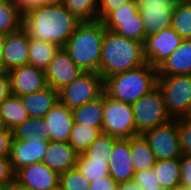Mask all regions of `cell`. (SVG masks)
<instances>
[{
  "mask_svg": "<svg viewBox=\"0 0 191 190\" xmlns=\"http://www.w3.org/2000/svg\"><path fill=\"white\" fill-rule=\"evenodd\" d=\"M80 22L63 4L41 5L23 16L22 27L29 38L63 47Z\"/></svg>",
  "mask_w": 191,
  "mask_h": 190,
  "instance_id": "obj_1",
  "label": "cell"
},
{
  "mask_svg": "<svg viewBox=\"0 0 191 190\" xmlns=\"http://www.w3.org/2000/svg\"><path fill=\"white\" fill-rule=\"evenodd\" d=\"M143 43L105 30L99 74L103 81L115 74L144 65Z\"/></svg>",
  "mask_w": 191,
  "mask_h": 190,
  "instance_id": "obj_2",
  "label": "cell"
},
{
  "mask_svg": "<svg viewBox=\"0 0 191 190\" xmlns=\"http://www.w3.org/2000/svg\"><path fill=\"white\" fill-rule=\"evenodd\" d=\"M105 30L102 21L80 22L63 46L70 59L84 72H99Z\"/></svg>",
  "mask_w": 191,
  "mask_h": 190,
  "instance_id": "obj_3",
  "label": "cell"
},
{
  "mask_svg": "<svg viewBox=\"0 0 191 190\" xmlns=\"http://www.w3.org/2000/svg\"><path fill=\"white\" fill-rule=\"evenodd\" d=\"M157 77V68L145 63L106 78L103 91L112 99L133 104L157 86Z\"/></svg>",
  "mask_w": 191,
  "mask_h": 190,
  "instance_id": "obj_4",
  "label": "cell"
},
{
  "mask_svg": "<svg viewBox=\"0 0 191 190\" xmlns=\"http://www.w3.org/2000/svg\"><path fill=\"white\" fill-rule=\"evenodd\" d=\"M136 135L163 125L172 120L166 110L162 93L158 86L131 104Z\"/></svg>",
  "mask_w": 191,
  "mask_h": 190,
  "instance_id": "obj_5",
  "label": "cell"
},
{
  "mask_svg": "<svg viewBox=\"0 0 191 190\" xmlns=\"http://www.w3.org/2000/svg\"><path fill=\"white\" fill-rule=\"evenodd\" d=\"M103 123L101 131L118 139L136 136L131 104L110 98L103 92Z\"/></svg>",
  "mask_w": 191,
  "mask_h": 190,
  "instance_id": "obj_6",
  "label": "cell"
},
{
  "mask_svg": "<svg viewBox=\"0 0 191 190\" xmlns=\"http://www.w3.org/2000/svg\"><path fill=\"white\" fill-rule=\"evenodd\" d=\"M157 86L170 117L181 118L191 103V75L158 76Z\"/></svg>",
  "mask_w": 191,
  "mask_h": 190,
  "instance_id": "obj_7",
  "label": "cell"
},
{
  "mask_svg": "<svg viewBox=\"0 0 191 190\" xmlns=\"http://www.w3.org/2000/svg\"><path fill=\"white\" fill-rule=\"evenodd\" d=\"M103 92V79L99 73L82 72L58 91V99L69 109H74L96 99Z\"/></svg>",
  "mask_w": 191,
  "mask_h": 190,
  "instance_id": "obj_8",
  "label": "cell"
},
{
  "mask_svg": "<svg viewBox=\"0 0 191 190\" xmlns=\"http://www.w3.org/2000/svg\"><path fill=\"white\" fill-rule=\"evenodd\" d=\"M142 135L148 141L156 160L180 159L183 155L177 119L149 129Z\"/></svg>",
  "mask_w": 191,
  "mask_h": 190,
  "instance_id": "obj_9",
  "label": "cell"
},
{
  "mask_svg": "<svg viewBox=\"0 0 191 190\" xmlns=\"http://www.w3.org/2000/svg\"><path fill=\"white\" fill-rule=\"evenodd\" d=\"M139 8L145 37L171 27L174 0H135Z\"/></svg>",
  "mask_w": 191,
  "mask_h": 190,
  "instance_id": "obj_10",
  "label": "cell"
},
{
  "mask_svg": "<svg viewBox=\"0 0 191 190\" xmlns=\"http://www.w3.org/2000/svg\"><path fill=\"white\" fill-rule=\"evenodd\" d=\"M182 41L183 38L172 27L162 29L156 34L145 37L143 54L146 62L157 68Z\"/></svg>",
  "mask_w": 191,
  "mask_h": 190,
  "instance_id": "obj_11",
  "label": "cell"
},
{
  "mask_svg": "<svg viewBox=\"0 0 191 190\" xmlns=\"http://www.w3.org/2000/svg\"><path fill=\"white\" fill-rule=\"evenodd\" d=\"M59 182L60 175L43 162L24 166L15 172V184L26 190H51Z\"/></svg>",
  "mask_w": 191,
  "mask_h": 190,
  "instance_id": "obj_12",
  "label": "cell"
},
{
  "mask_svg": "<svg viewBox=\"0 0 191 190\" xmlns=\"http://www.w3.org/2000/svg\"><path fill=\"white\" fill-rule=\"evenodd\" d=\"M48 144L49 138H41L39 135L30 137L29 141L12 138L9 159L14 172L24 166L41 162Z\"/></svg>",
  "mask_w": 191,
  "mask_h": 190,
  "instance_id": "obj_13",
  "label": "cell"
},
{
  "mask_svg": "<svg viewBox=\"0 0 191 190\" xmlns=\"http://www.w3.org/2000/svg\"><path fill=\"white\" fill-rule=\"evenodd\" d=\"M44 71L48 85L57 91L84 72L70 59L63 47L59 48Z\"/></svg>",
  "mask_w": 191,
  "mask_h": 190,
  "instance_id": "obj_14",
  "label": "cell"
},
{
  "mask_svg": "<svg viewBox=\"0 0 191 190\" xmlns=\"http://www.w3.org/2000/svg\"><path fill=\"white\" fill-rule=\"evenodd\" d=\"M8 74L11 92L17 96L34 93L48 86L45 71L29 64L14 68Z\"/></svg>",
  "mask_w": 191,
  "mask_h": 190,
  "instance_id": "obj_15",
  "label": "cell"
},
{
  "mask_svg": "<svg viewBox=\"0 0 191 190\" xmlns=\"http://www.w3.org/2000/svg\"><path fill=\"white\" fill-rule=\"evenodd\" d=\"M29 35L21 27L19 30L8 33L3 47V71L28 64Z\"/></svg>",
  "mask_w": 191,
  "mask_h": 190,
  "instance_id": "obj_16",
  "label": "cell"
},
{
  "mask_svg": "<svg viewBox=\"0 0 191 190\" xmlns=\"http://www.w3.org/2000/svg\"><path fill=\"white\" fill-rule=\"evenodd\" d=\"M49 141L68 142L74 123L72 109L59 101L44 116Z\"/></svg>",
  "mask_w": 191,
  "mask_h": 190,
  "instance_id": "obj_17",
  "label": "cell"
},
{
  "mask_svg": "<svg viewBox=\"0 0 191 190\" xmlns=\"http://www.w3.org/2000/svg\"><path fill=\"white\" fill-rule=\"evenodd\" d=\"M109 175L117 182L133 180L135 174L130 152V138L117 139L108 165Z\"/></svg>",
  "mask_w": 191,
  "mask_h": 190,
  "instance_id": "obj_18",
  "label": "cell"
},
{
  "mask_svg": "<svg viewBox=\"0 0 191 190\" xmlns=\"http://www.w3.org/2000/svg\"><path fill=\"white\" fill-rule=\"evenodd\" d=\"M77 156L68 142L49 141L41 162L60 175L76 167Z\"/></svg>",
  "mask_w": 191,
  "mask_h": 190,
  "instance_id": "obj_19",
  "label": "cell"
},
{
  "mask_svg": "<svg viewBox=\"0 0 191 190\" xmlns=\"http://www.w3.org/2000/svg\"><path fill=\"white\" fill-rule=\"evenodd\" d=\"M158 76L191 75V39L181 44L158 67Z\"/></svg>",
  "mask_w": 191,
  "mask_h": 190,
  "instance_id": "obj_20",
  "label": "cell"
},
{
  "mask_svg": "<svg viewBox=\"0 0 191 190\" xmlns=\"http://www.w3.org/2000/svg\"><path fill=\"white\" fill-rule=\"evenodd\" d=\"M29 117L44 118L46 113L59 101L58 91L49 85L34 93L19 96Z\"/></svg>",
  "mask_w": 191,
  "mask_h": 190,
  "instance_id": "obj_21",
  "label": "cell"
},
{
  "mask_svg": "<svg viewBox=\"0 0 191 190\" xmlns=\"http://www.w3.org/2000/svg\"><path fill=\"white\" fill-rule=\"evenodd\" d=\"M103 93L96 99L72 109L74 123L84 126L102 127Z\"/></svg>",
  "mask_w": 191,
  "mask_h": 190,
  "instance_id": "obj_22",
  "label": "cell"
},
{
  "mask_svg": "<svg viewBox=\"0 0 191 190\" xmlns=\"http://www.w3.org/2000/svg\"><path fill=\"white\" fill-rule=\"evenodd\" d=\"M0 118L3 126L12 130L28 119L29 115L22 105L20 97L11 94L0 105Z\"/></svg>",
  "mask_w": 191,
  "mask_h": 190,
  "instance_id": "obj_23",
  "label": "cell"
},
{
  "mask_svg": "<svg viewBox=\"0 0 191 190\" xmlns=\"http://www.w3.org/2000/svg\"><path fill=\"white\" fill-rule=\"evenodd\" d=\"M59 48L57 44L29 38L28 64L45 70Z\"/></svg>",
  "mask_w": 191,
  "mask_h": 190,
  "instance_id": "obj_24",
  "label": "cell"
},
{
  "mask_svg": "<svg viewBox=\"0 0 191 190\" xmlns=\"http://www.w3.org/2000/svg\"><path fill=\"white\" fill-rule=\"evenodd\" d=\"M130 152L135 172L153 168L155 165L154 153L142 134L130 137Z\"/></svg>",
  "mask_w": 191,
  "mask_h": 190,
  "instance_id": "obj_25",
  "label": "cell"
},
{
  "mask_svg": "<svg viewBox=\"0 0 191 190\" xmlns=\"http://www.w3.org/2000/svg\"><path fill=\"white\" fill-rule=\"evenodd\" d=\"M102 22L106 30L113 31L117 35L124 36L125 38L144 42L145 30L139 11L137 12V19L103 20Z\"/></svg>",
  "mask_w": 191,
  "mask_h": 190,
  "instance_id": "obj_26",
  "label": "cell"
},
{
  "mask_svg": "<svg viewBox=\"0 0 191 190\" xmlns=\"http://www.w3.org/2000/svg\"><path fill=\"white\" fill-rule=\"evenodd\" d=\"M153 169L160 187L167 190L180 187V159L156 160Z\"/></svg>",
  "mask_w": 191,
  "mask_h": 190,
  "instance_id": "obj_27",
  "label": "cell"
},
{
  "mask_svg": "<svg viewBox=\"0 0 191 190\" xmlns=\"http://www.w3.org/2000/svg\"><path fill=\"white\" fill-rule=\"evenodd\" d=\"M101 128L73 123L68 143L77 154L84 153L102 134Z\"/></svg>",
  "mask_w": 191,
  "mask_h": 190,
  "instance_id": "obj_28",
  "label": "cell"
},
{
  "mask_svg": "<svg viewBox=\"0 0 191 190\" xmlns=\"http://www.w3.org/2000/svg\"><path fill=\"white\" fill-rule=\"evenodd\" d=\"M171 27L183 39H191V3L175 1Z\"/></svg>",
  "mask_w": 191,
  "mask_h": 190,
  "instance_id": "obj_29",
  "label": "cell"
},
{
  "mask_svg": "<svg viewBox=\"0 0 191 190\" xmlns=\"http://www.w3.org/2000/svg\"><path fill=\"white\" fill-rule=\"evenodd\" d=\"M108 165L109 160H90L83 153L77 156L76 168L89 182L109 176Z\"/></svg>",
  "mask_w": 191,
  "mask_h": 190,
  "instance_id": "obj_30",
  "label": "cell"
},
{
  "mask_svg": "<svg viewBox=\"0 0 191 190\" xmlns=\"http://www.w3.org/2000/svg\"><path fill=\"white\" fill-rule=\"evenodd\" d=\"M63 5L81 22L97 21L99 0H64Z\"/></svg>",
  "mask_w": 191,
  "mask_h": 190,
  "instance_id": "obj_31",
  "label": "cell"
},
{
  "mask_svg": "<svg viewBox=\"0 0 191 190\" xmlns=\"http://www.w3.org/2000/svg\"><path fill=\"white\" fill-rule=\"evenodd\" d=\"M44 126V118L29 117L12 129V138L20 141H29L30 137H36V135L41 138H48Z\"/></svg>",
  "mask_w": 191,
  "mask_h": 190,
  "instance_id": "obj_32",
  "label": "cell"
},
{
  "mask_svg": "<svg viewBox=\"0 0 191 190\" xmlns=\"http://www.w3.org/2000/svg\"><path fill=\"white\" fill-rule=\"evenodd\" d=\"M23 16L11 2L0 3V33L8 34L22 27Z\"/></svg>",
  "mask_w": 191,
  "mask_h": 190,
  "instance_id": "obj_33",
  "label": "cell"
},
{
  "mask_svg": "<svg viewBox=\"0 0 191 190\" xmlns=\"http://www.w3.org/2000/svg\"><path fill=\"white\" fill-rule=\"evenodd\" d=\"M118 138L102 133L83 153L88 159L109 160L112 148Z\"/></svg>",
  "mask_w": 191,
  "mask_h": 190,
  "instance_id": "obj_34",
  "label": "cell"
},
{
  "mask_svg": "<svg viewBox=\"0 0 191 190\" xmlns=\"http://www.w3.org/2000/svg\"><path fill=\"white\" fill-rule=\"evenodd\" d=\"M59 185L64 190H88L90 182L75 167L60 174Z\"/></svg>",
  "mask_w": 191,
  "mask_h": 190,
  "instance_id": "obj_35",
  "label": "cell"
},
{
  "mask_svg": "<svg viewBox=\"0 0 191 190\" xmlns=\"http://www.w3.org/2000/svg\"><path fill=\"white\" fill-rule=\"evenodd\" d=\"M139 8L136 1L128 2L115 11H112L104 20H127L137 19Z\"/></svg>",
  "mask_w": 191,
  "mask_h": 190,
  "instance_id": "obj_36",
  "label": "cell"
},
{
  "mask_svg": "<svg viewBox=\"0 0 191 190\" xmlns=\"http://www.w3.org/2000/svg\"><path fill=\"white\" fill-rule=\"evenodd\" d=\"M133 181L143 190L160 186L157 175L153 168L135 172L133 176Z\"/></svg>",
  "mask_w": 191,
  "mask_h": 190,
  "instance_id": "obj_37",
  "label": "cell"
},
{
  "mask_svg": "<svg viewBox=\"0 0 191 190\" xmlns=\"http://www.w3.org/2000/svg\"><path fill=\"white\" fill-rule=\"evenodd\" d=\"M180 148L182 154L191 155V123L178 118Z\"/></svg>",
  "mask_w": 191,
  "mask_h": 190,
  "instance_id": "obj_38",
  "label": "cell"
},
{
  "mask_svg": "<svg viewBox=\"0 0 191 190\" xmlns=\"http://www.w3.org/2000/svg\"><path fill=\"white\" fill-rule=\"evenodd\" d=\"M134 0H99L97 20L103 21L112 11Z\"/></svg>",
  "mask_w": 191,
  "mask_h": 190,
  "instance_id": "obj_39",
  "label": "cell"
},
{
  "mask_svg": "<svg viewBox=\"0 0 191 190\" xmlns=\"http://www.w3.org/2000/svg\"><path fill=\"white\" fill-rule=\"evenodd\" d=\"M0 184H15V172L11 166L9 156L0 157Z\"/></svg>",
  "mask_w": 191,
  "mask_h": 190,
  "instance_id": "obj_40",
  "label": "cell"
},
{
  "mask_svg": "<svg viewBox=\"0 0 191 190\" xmlns=\"http://www.w3.org/2000/svg\"><path fill=\"white\" fill-rule=\"evenodd\" d=\"M180 187L191 188V155L183 154L180 158Z\"/></svg>",
  "mask_w": 191,
  "mask_h": 190,
  "instance_id": "obj_41",
  "label": "cell"
},
{
  "mask_svg": "<svg viewBox=\"0 0 191 190\" xmlns=\"http://www.w3.org/2000/svg\"><path fill=\"white\" fill-rule=\"evenodd\" d=\"M118 183L109 175L90 182L88 190H117Z\"/></svg>",
  "mask_w": 191,
  "mask_h": 190,
  "instance_id": "obj_42",
  "label": "cell"
},
{
  "mask_svg": "<svg viewBox=\"0 0 191 190\" xmlns=\"http://www.w3.org/2000/svg\"><path fill=\"white\" fill-rule=\"evenodd\" d=\"M12 130L0 127V157L9 156Z\"/></svg>",
  "mask_w": 191,
  "mask_h": 190,
  "instance_id": "obj_43",
  "label": "cell"
},
{
  "mask_svg": "<svg viewBox=\"0 0 191 190\" xmlns=\"http://www.w3.org/2000/svg\"><path fill=\"white\" fill-rule=\"evenodd\" d=\"M11 2L22 16L40 6V0H11Z\"/></svg>",
  "mask_w": 191,
  "mask_h": 190,
  "instance_id": "obj_44",
  "label": "cell"
},
{
  "mask_svg": "<svg viewBox=\"0 0 191 190\" xmlns=\"http://www.w3.org/2000/svg\"><path fill=\"white\" fill-rule=\"evenodd\" d=\"M11 92V80L8 72H0V105L10 95Z\"/></svg>",
  "mask_w": 191,
  "mask_h": 190,
  "instance_id": "obj_45",
  "label": "cell"
},
{
  "mask_svg": "<svg viewBox=\"0 0 191 190\" xmlns=\"http://www.w3.org/2000/svg\"><path fill=\"white\" fill-rule=\"evenodd\" d=\"M117 190H143L133 180L118 183Z\"/></svg>",
  "mask_w": 191,
  "mask_h": 190,
  "instance_id": "obj_46",
  "label": "cell"
},
{
  "mask_svg": "<svg viewBox=\"0 0 191 190\" xmlns=\"http://www.w3.org/2000/svg\"><path fill=\"white\" fill-rule=\"evenodd\" d=\"M6 40V34L0 33V72H3V47Z\"/></svg>",
  "mask_w": 191,
  "mask_h": 190,
  "instance_id": "obj_47",
  "label": "cell"
},
{
  "mask_svg": "<svg viewBox=\"0 0 191 190\" xmlns=\"http://www.w3.org/2000/svg\"><path fill=\"white\" fill-rule=\"evenodd\" d=\"M64 0H40L41 5H60L63 4Z\"/></svg>",
  "mask_w": 191,
  "mask_h": 190,
  "instance_id": "obj_48",
  "label": "cell"
},
{
  "mask_svg": "<svg viewBox=\"0 0 191 190\" xmlns=\"http://www.w3.org/2000/svg\"><path fill=\"white\" fill-rule=\"evenodd\" d=\"M181 119L183 121H186V122H190L191 123V103L190 105L188 106V109L186 110V112L183 114V116L181 117Z\"/></svg>",
  "mask_w": 191,
  "mask_h": 190,
  "instance_id": "obj_49",
  "label": "cell"
},
{
  "mask_svg": "<svg viewBox=\"0 0 191 190\" xmlns=\"http://www.w3.org/2000/svg\"><path fill=\"white\" fill-rule=\"evenodd\" d=\"M9 190H26V189L20 188L16 184H13V185H9Z\"/></svg>",
  "mask_w": 191,
  "mask_h": 190,
  "instance_id": "obj_50",
  "label": "cell"
},
{
  "mask_svg": "<svg viewBox=\"0 0 191 190\" xmlns=\"http://www.w3.org/2000/svg\"><path fill=\"white\" fill-rule=\"evenodd\" d=\"M0 190H9V185L0 184Z\"/></svg>",
  "mask_w": 191,
  "mask_h": 190,
  "instance_id": "obj_51",
  "label": "cell"
},
{
  "mask_svg": "<svg viewBox=\"0 0 191 190\" xmlns=\"http://www.w3.org/2000/svg\"><path fill=\"white\" fill-rule=\"evenodd\" d=\"M146 190H167V189H164V188L158 186V187H155V188L152 187V188H149V189H146Z\"/></svg>",
  "mask_w": 191,
  "mask_h": 190,
  "instance_id": "obj_52",
  "label": "cell"
},
{
  "mask_svg": "<svg viewBox=\"0 0 191 190\" xmlns=\"http://www.w3.org/2000/svg\"><path fill=\"white\" fill-rule=\"evenodd\" d=\"M51 190H64V189L60 185H58L57 187L52 188Z\"/></svg>",
  "mask_w": 191,
  "mask_h": 190,
  "instance_id": "obj_53",
  "label": "cell"
},
{
  "mask_svg": "<svg viewBox=\"0 0 191 190\" xmlns=\"http://www.w3.org/2000/svg\"><path fill=\"white\" fill-rule=\"evenodd\" d=\"M171 190H185V188H183V187H177V188H173V189H171Z\"/></svg>",
  "mask_w": 191,
  "mask_h": 190,
  "instance_id": "obj_54",
  "label": "cell"
},
{
  "mask_svg": "<svg viewBox=\"0 0 191 190\" xmlns=\"http://www.w3.org/2000/svg\"><path fill=\"white\" fill-rule=\"evenodd\" d=\"M179 1L191 3V0H179Z\"/></svg>",
  "mask_w": 191,
  "mask_h": 190,
  "instance_id": "obj_55",
  "label": "cell"
},
{
  "mask_svg": "<svg viewBox=\"0 0 191 190\" xmlns=\"http://www.w3.org/2000/svg\"><path fill=\"white\" fill-rule=\"evenodd\" d=\"M8 1H11V0H0V3L8 2Z\"/></svg>",
  "mask_w": 191,
  "mask_h": 190,
  "instance_id": "obj_56",
  "label": "cell"
},
{
  "mask_svg": "<svg viewBox=\"0 0 191 190\" xmlns=\"http://www.w3.org/2000/svg\"><path fill=\"white\" fill-rule=\"evenodd\" d=\"M0 127H4L3 124H2L1 118H0Z\"/></svg>",
  "mask_w": 191,
  "mask_h": 190,
  "instance_id": "obj_57",
  "label": "cell"
}]
</instances>
